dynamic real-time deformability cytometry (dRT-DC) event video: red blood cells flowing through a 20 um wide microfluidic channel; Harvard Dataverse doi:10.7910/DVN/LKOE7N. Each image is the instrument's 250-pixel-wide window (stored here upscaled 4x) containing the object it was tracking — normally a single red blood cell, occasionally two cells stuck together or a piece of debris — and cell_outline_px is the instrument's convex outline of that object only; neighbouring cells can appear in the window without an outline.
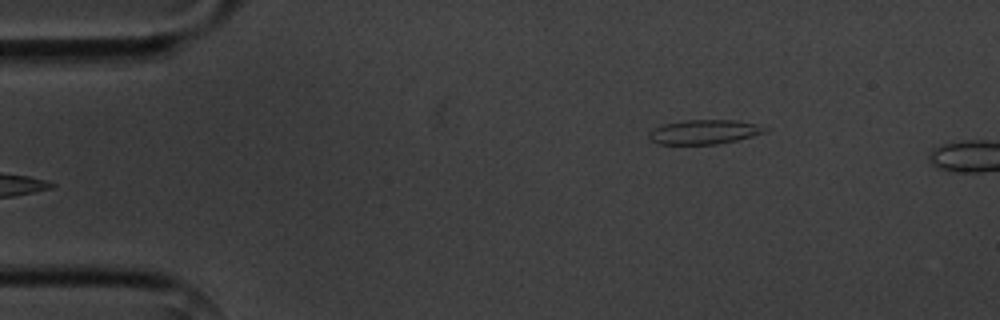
{"species": "common noctule bat (a hibernating species)", "species_latin": "Nyctalus noctula", "temperature_condition": "cold", "stored_images_in_passage": 4, "camera_frame_rate_fps": 3000, "um_per_image_px": 0.085, "animal": {"sex": "male", "body_mass_g": 20.1, "forearm_length_mm": 53.5}, "frame": {"image": 1, "passage_image": 4, "time_ms": 4.333, "image_size_px": [1000, 320], "cell_outline_px": [[768, 128], [764, 132], [752, 136], [736, 140], [716, 144], [656, 144], [648, 136], [648, 132], [664, 124], [684, 120], [736, 120], [756, 124]], "centroid_in_image_um": [59.84, 11.21], "position_along_channel_um": 25.2, "area_um2": 16.3}}